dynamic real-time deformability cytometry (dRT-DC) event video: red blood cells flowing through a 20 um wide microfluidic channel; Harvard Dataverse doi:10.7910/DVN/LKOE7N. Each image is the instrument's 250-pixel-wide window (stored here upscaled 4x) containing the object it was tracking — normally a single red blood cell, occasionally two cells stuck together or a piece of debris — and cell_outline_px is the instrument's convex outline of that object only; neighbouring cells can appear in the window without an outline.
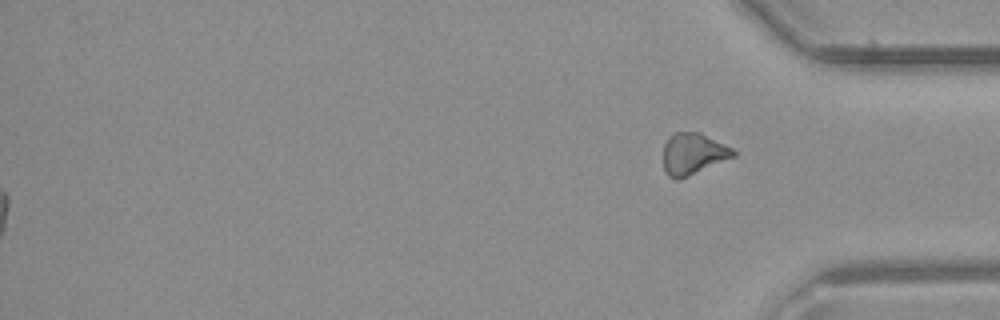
{"species": "common noctule bat (a hibernating species)", "species_latin": "Nyctalus noctula", "temperature_condition": "room temperature", "stored_images_in_passage": 33, "segment_of_instrument_passage": [2, 2], "camera_frame_rate_fps": 3000, "um_per_image_px": 0.085, "animal": {"sex": "male", "body_mass_g": 23.1, "forearm_length_mm": 52.7}, "frame": {"image": 1, "passage_image": 33, "time_ms": 10.667, "image_size_px": [1000, 320], "cell_outline_px": [[736, 156], [680, 180], [676, 180], [668, 176], [664, 172], [664, 144], [676, 132], [700, 132], [732, 148], [736, 152]], "centroid_in_image_um": [58.92, 13.1], "position_along_channel_um": 376.3, "area_um2": 16.94}}